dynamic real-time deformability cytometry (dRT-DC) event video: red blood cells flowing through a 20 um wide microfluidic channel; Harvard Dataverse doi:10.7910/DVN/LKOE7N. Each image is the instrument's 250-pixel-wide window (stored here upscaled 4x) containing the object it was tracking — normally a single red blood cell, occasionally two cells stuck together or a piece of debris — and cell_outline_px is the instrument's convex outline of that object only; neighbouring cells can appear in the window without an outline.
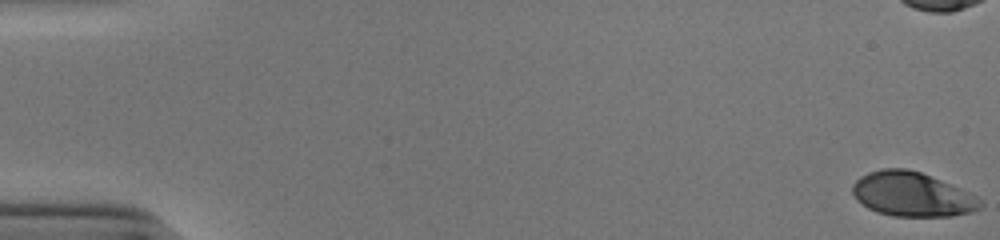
{"species": "human", "species_latin": "Homo sapiens", "temperature_condition": "cold", "stored_images_in_passage": 53, "camera_frame_rate_fps": 3000, "um_per_image_px": 0.085, "donor": {"sex": "male"}, "frame": {"image": 1, "passage_image": 1, "time_ms": 0.0, "image_size_px": [1000, 240], "cell_outline_px": [[984, 204], [980, 208], [972, 212], [952, 216], [892, 216], [876, 212], [868, 208], [856, 200], [852, 192], [852, 184], [860, 176], [868, 172], [880, 168], [904, 168], [920, 172], [960, 188], [976, 196]], "centroid_in_image_um": [77.5, 16.52], "position_along_channel_um": 7.5, "area_um2": 33.12}, "authors_computed_cell_mechanics": {"area_um2": 34.5066, "velocity_mm_per_s": 3.8929, "shape_relaxation_time_tau1_ms": 3.6873, "shape_relaxation_time_tau2_ms": null, "deformation_change_tau1": 0.1678, "deformation_change_tau2": null}}